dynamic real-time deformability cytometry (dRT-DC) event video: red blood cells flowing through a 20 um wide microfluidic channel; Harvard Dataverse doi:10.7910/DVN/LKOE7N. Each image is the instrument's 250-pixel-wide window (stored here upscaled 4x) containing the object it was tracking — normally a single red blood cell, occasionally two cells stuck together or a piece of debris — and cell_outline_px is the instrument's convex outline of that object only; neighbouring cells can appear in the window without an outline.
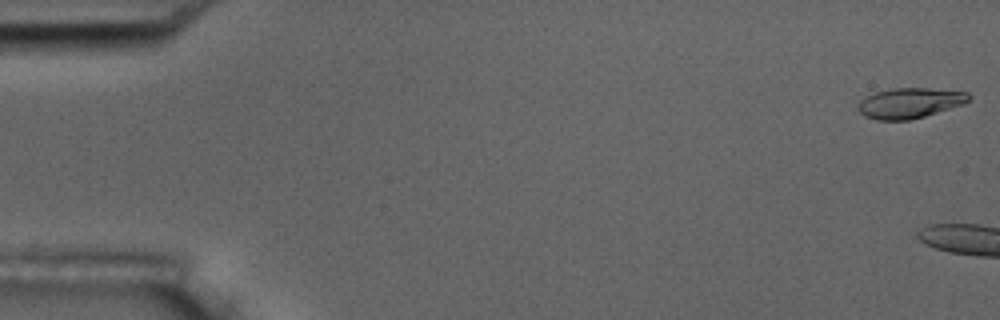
{"species": "common noctule bat (a hibernating species)", "species_latin": "Nyctalus noctula", "temperature_condition": "room temperature", "stored_images_in_passage": 6, "camera_frame_rate_fps": 3000, "um_per_image_px": 0.085, "animal": {"sex": "male", "body_mass_g": 17.5, "forearm_length_mm": 52.3}, "frame": {"image": 1, "passage_image": 1, "time_ms": 0.0, "image_size_px": [1000, 320], "cell_outline_px": [[972, 100], [964, 104], [924, 116], [908, 120], [876, 120], [864, 116], [856, 108], [860, 100], [876, 92], [892, 88], [928, 88], [968, 92], [972, 96]], "centroid_in_image_um": [77.35, 8.75], "position_along_channel_um": 7.6, "area_um2": 19.65}}